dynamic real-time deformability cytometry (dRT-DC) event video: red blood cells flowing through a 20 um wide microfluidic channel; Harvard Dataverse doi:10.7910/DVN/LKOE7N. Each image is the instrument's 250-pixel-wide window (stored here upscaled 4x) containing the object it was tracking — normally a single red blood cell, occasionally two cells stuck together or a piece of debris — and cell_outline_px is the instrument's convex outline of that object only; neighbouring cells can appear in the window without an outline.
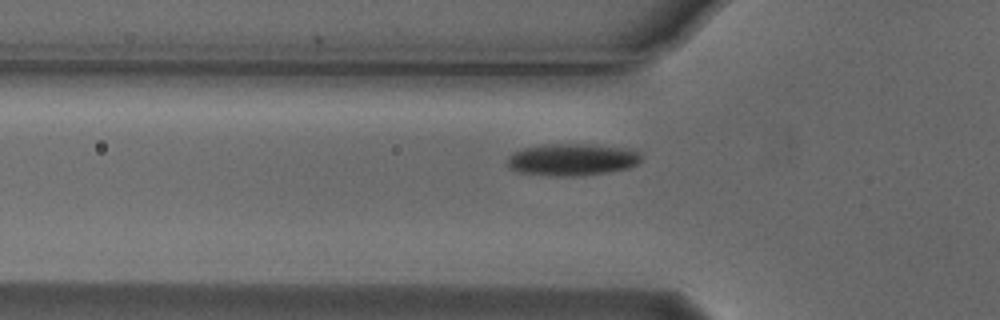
{"species": "Egyptian fruit bat (a non-hibernating species)", "species_latin": "Rousettus aegyptiacus", "temperature_condition": "cold", "stored_images_in_passage": 40, "camera_frame_rate_fps": 3000, "um_per_image_px": 0.085, "animal": {"sex": "male"}, "frame": {"image": 1, "passage_image": 10, "time_ms": 3.0, "image_size_px": [1000, 320], "cell_outline_px": [[640, 160], [636, 164], [628, 168], [604, 172], [572, 176], [556, 176], [520, 172], [508, 168], [504, 164], [508, 156], [512, 152], [524, 148], [544, 144], [592, 144], [628, 148], [640, 152]], "centroid_in_image_um": [48.57, 13.55], "position_along_channel_um": 77.2, "area_um2": 25.03}}
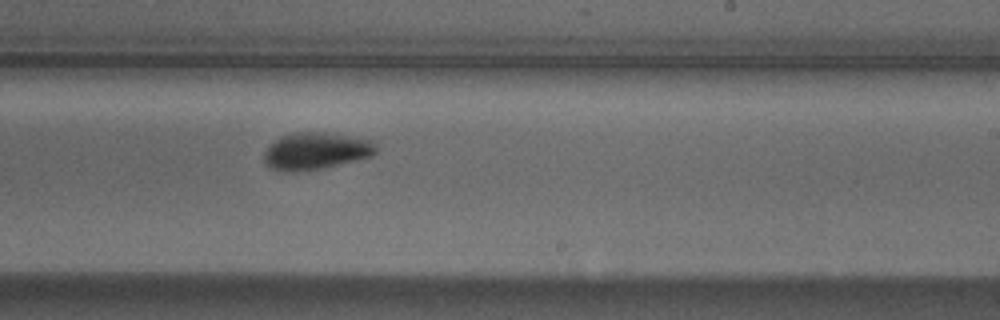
{"frame": {"image": 2, "passage_image": 25, "time_ms": 8.0, "image_size_px": [1000, 320], "cell_outline_px": [[376, 152], [372, 156], [324, 168], [296, 172], [284, 172], [272, 168], [264, 164], [264, 152], [268, 144], [280, 136], [292, 132], [328, 132], [376, 140]], "centroid_in_image_um": [26.84, 12.82], "position_along_channel_um": 262.2, "area_um2": 24.74}}
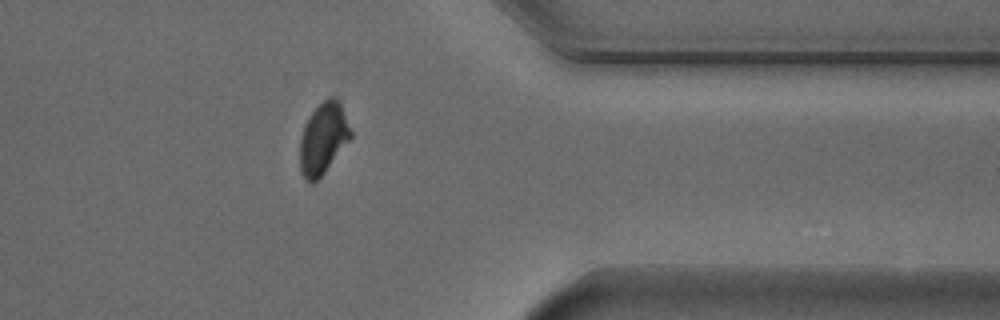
{"frame": {"image": 3, "passage_image": 36, "time_ms": 11.667, "image_size_px": [1000, 320], "cell_outline_px": [[352, 136], [324, 172], [312, 184], [308, 184], [304, 180], [300, 172], [300, 140], [304, 124], [308, 116], [328, 96], [336, 96], [340, 104], [352, 132]], "centroid_in_image_um": [27.44, 11.78], "position_along_channel_um": 384.0, "area_um2": 20.98}}